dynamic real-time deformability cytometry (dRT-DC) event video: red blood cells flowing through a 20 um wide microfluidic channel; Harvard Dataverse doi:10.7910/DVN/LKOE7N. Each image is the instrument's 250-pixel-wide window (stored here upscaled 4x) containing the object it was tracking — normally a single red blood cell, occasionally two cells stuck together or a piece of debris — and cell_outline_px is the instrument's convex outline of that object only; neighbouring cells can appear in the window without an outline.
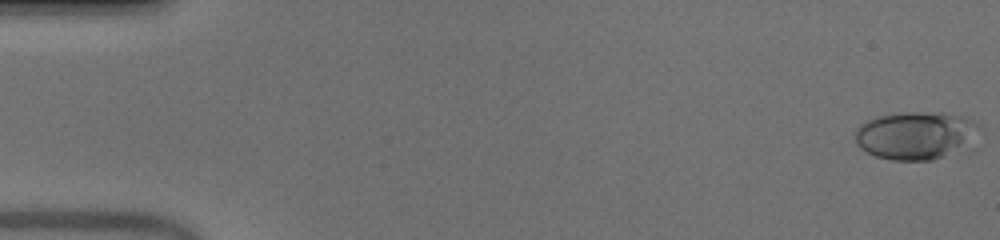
{"species": "human", "species_latin": "Homo sapiens", "temperature_condition": "warm", "stored_images_in_passage": 51, "camera_frame_rate_fps": 3000, "um_per_image_px": 0.085, "donor": {"sex": "male"}, "frame": {"image": 1, "passage_image": 1, "time_ms": 0.0, "image_size_px": [1000, 240], "cell_outline_px": [[980, 124], [960, 148], [932, 160], [892, 160], [876, 156], [860, 148], [856, 144], [856, 128], [860, 124], [876, 116], [900, 112], [920, 112], [964, 116]], "centroid_in_image_um": [77.69, 11.49], "position_along_channel_um": 7.3, "area_um2": 33.52}}
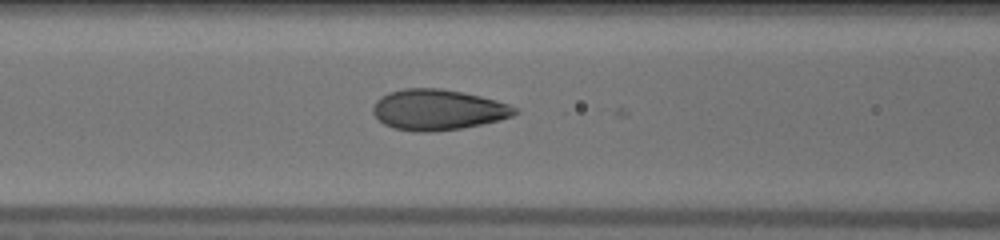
{"frame": {"image": 2, "passage_image": 22, "time_ms": 7.0, "image_size_px": [1000, 240], "cell_outline_px": [[520, 112], [512, 116], [500, 120], [460, 128], [432, 132], [412, 132], [392, 128], [384, 124], [372, 112], [372, 108], [376, 100], [380, 96], [388, 92], [404, 88], [440, 88], [464, 92], [496, 100], [520, 108]], "centroid_in_image_um": [37.22, 9.32], "position_along_channel_um": 129.4, "area_um2": 33.93}}
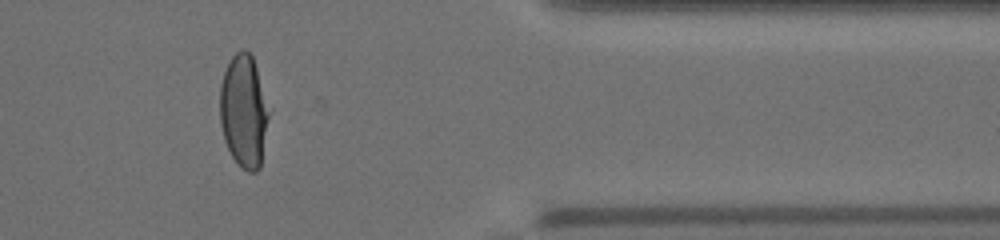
{"frame": {"image": 3, "passage_image": 43, "time_ms": 14.0, "image_size_px": [1000, 240], "cell_outline_px": [[268, 116], [260, 168], [256, 172], [248, 172], [232, 156], [224, 140], [220, 124], [220, 84], [228, 60], [240, 48], [244, 48], [252, 56], [256, 68], [268, 112]], "centroid_in_image_um": [20.68, 9.43], "position_along_channel_um": 390.7, "area_um2": 31.56}, "authors_computed_cell_mechanics": {"area_um2": 32.8304, "velocity_mm_per_s": 4.0418, "shape_relaxation_time_tau1_ms": 6.674, "shape_relaxation_time_tau2_ms": null, "deformation_change_tau1": 0.2575, "deformation_change_tau2": null}}